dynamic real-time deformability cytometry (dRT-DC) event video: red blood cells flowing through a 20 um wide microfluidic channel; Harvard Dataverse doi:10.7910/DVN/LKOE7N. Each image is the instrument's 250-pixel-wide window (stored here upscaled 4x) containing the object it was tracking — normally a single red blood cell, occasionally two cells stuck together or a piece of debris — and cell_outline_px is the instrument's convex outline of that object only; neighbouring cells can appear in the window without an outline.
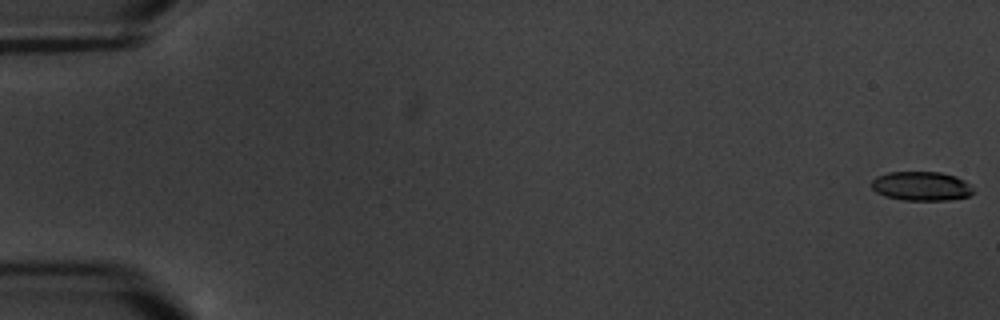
{"species": "common noctule bat (a hibernating species)", "species_latin": "Nyctalus noctula", "temperature_condition": "warm", "stored_images_in_passage": 7, "camera_frame_rate_fps": 3000, "um_per_image_px": 0.085, "animal": {"sex": "male", "body_mass_g": 20.1, "forearm_length_mm": 53.5}, "frame": {"image": 1, "passage_image": 1, "time_ms": 0.0, "image_size_px": [1000, 320], "cell_outline_px": [[976, 192], [968, 196], [948, 200], [904, 200], [884, 196], [876, 192], [872, 188], [872, 180], [876, 176], [888, 172], [940, 172], [956, 176], [972, 184]], "centroid_in_image_um": [78.35, 15.82], "position_along_channel_um": 6.7, "area_um2": 17.51}}
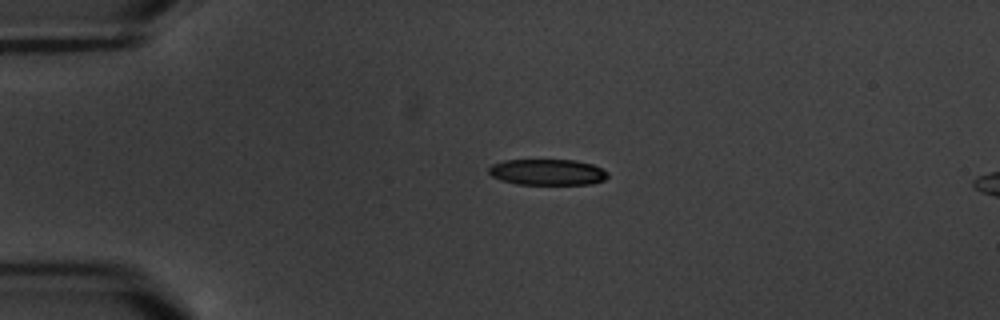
{"frame": {"image": 2, "passage_image": 5, "time_ms": 4.667, "image_size_px": [1000, 320], "cell_outline_px": [[608, 176], [604, 180], [592, 184], [516, 184], [500, 180], [492, 176], [488, 172], [488, 168], [492, 164], [504, 160], [576, 160], [592, 164], [608, 172]], "centroid_in_image_um": [46.52, 14.63], "position_along_channel_um": 38.5, "area_um2": 18.09}}